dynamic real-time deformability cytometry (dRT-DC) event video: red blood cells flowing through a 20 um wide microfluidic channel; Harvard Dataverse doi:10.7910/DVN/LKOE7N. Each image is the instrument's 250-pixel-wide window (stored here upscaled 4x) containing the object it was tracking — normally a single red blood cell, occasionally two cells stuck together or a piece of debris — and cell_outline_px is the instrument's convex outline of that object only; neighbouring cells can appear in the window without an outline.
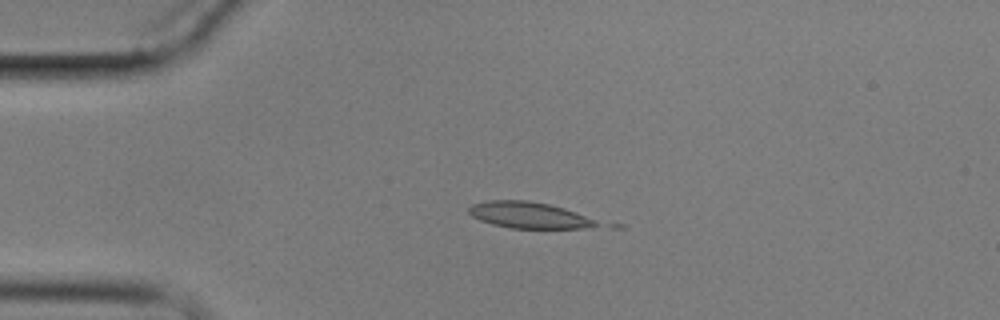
{"species": "common noctule bat (a hibernating species)", "species_latin": "Nyctalus noctula", "temperature_condition": "cold", "stored_images_in_passage": 4, "camera_frame_rate_fps": 3000, "um_per_image_px": 0.085, "animal": {"sex": "male", "body_mass_g": 17.9}, "frame": {"image": 1, "passage_image": 3, "time_ms": 3.0, "image_size_px": [1000, 320], "cell_outline_px": [[596, 224], [580, 228], [512, 228], [492, 224], [480, 220], [472, 216], [468, 212], [468, 208], [472, 204], [488, 200], [528, 200], [548, 204], [564, 208], [596, 220]], "centroid_in_image_um": [44.86, 18.27], "position_along_channel_um": 40.1, "area_um2": 19.25}}